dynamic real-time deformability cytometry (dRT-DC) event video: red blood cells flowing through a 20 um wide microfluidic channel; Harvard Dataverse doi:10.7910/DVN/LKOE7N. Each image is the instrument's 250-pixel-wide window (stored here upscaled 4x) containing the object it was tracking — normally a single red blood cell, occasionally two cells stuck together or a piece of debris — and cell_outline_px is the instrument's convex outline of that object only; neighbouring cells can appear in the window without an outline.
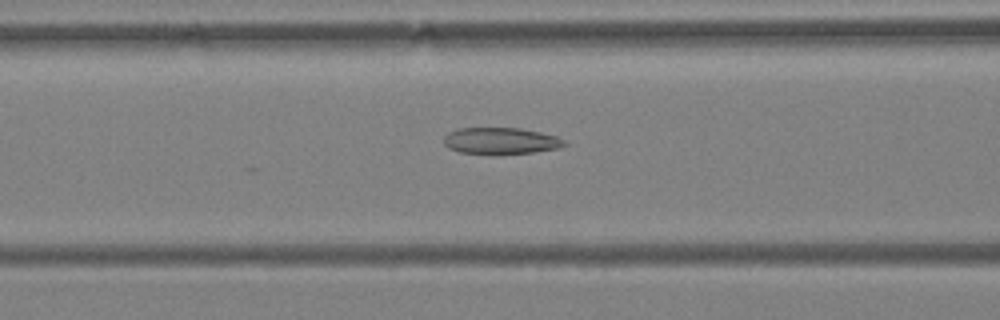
{"species": "Egyptian fruit bat (a non-hibernating species)", "species_latin": "Rousettus aegyptiacus", "temperature_condition": "warm", "stored_images_in_passage": 57, "camera_frame_rate_fps": 3000, "um_per_image_px": 0.085, "animal": {"sex": "female"}, "frame": {"image": 1, "passage_image": 24, "time_ms": 7.667, "image_size_px": [1000, 320], "cell_outline_px": [[568, 144], [560, 148], [532, 152], [496, 156], [492, 156], [460, 152], [448, 148], [444, 144], [444, 136], [448, 132], [456, 128], [520, 128], [540, 132], [556, 136], [564, 140]], "centroid_in_image_um": [42.54, 12.0], "position_along_channel_um": 124.1, "area_um2": 19.25}}
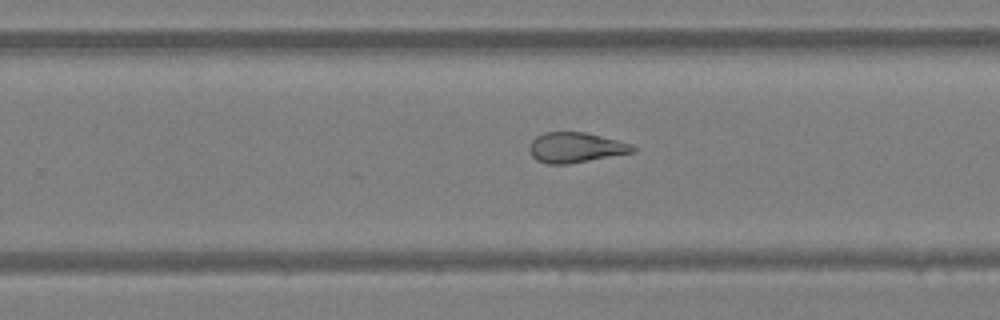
{"frame": {"image": 2, "passage_image": 37, "time_ms": 12.0, "image_size_px": [1000, 320], "cell_outline_px": [[636, 152], [568, 164], [548, 164], [536, 160], [532, 156], [528, 148], [532, 140], [536, 136], [544, 132], [584, 132], [632, 144], [636, 148]], "centroid_in_image_um": [48.91, 12.54], "position_along_channel_um": 280.9, "area_um2": 18.21}}
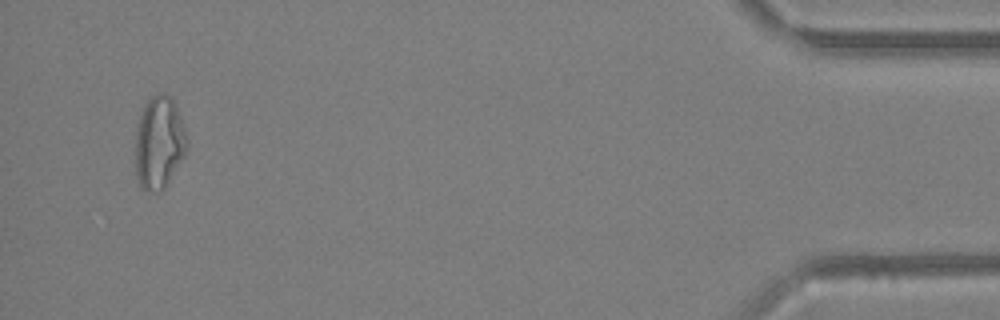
{"frame": {"image": 3, "passage_image": 55, "time_ms": 18.0, "image_size_px": [1000, 320], "cell_outline_px": [[188, 148], [184, 156], [168, 184], [164, 188], [156, 192], [144, 192], [140, 188], [136, 180], [136, 128], [140, 112], [148, 96], [160, 92], [164, 92], [172, 96], [176, 104], [188, 140]], "centroid_in_image_um": [13.52, 12.11], "position_along_channel_um": 421.7, "area_um2": 28.67}, "authors_computed_cell_mechanics": {"area_um2": 23.3512, "velocity_mm_per_s": 3.6359, "shape_relaxation_time_tau1_ms": null, "shape_relaxation_time_tau2_ms": 2.8123, "deformation_change_tau1": null, "deformation_change_tau2": 0.1127}}